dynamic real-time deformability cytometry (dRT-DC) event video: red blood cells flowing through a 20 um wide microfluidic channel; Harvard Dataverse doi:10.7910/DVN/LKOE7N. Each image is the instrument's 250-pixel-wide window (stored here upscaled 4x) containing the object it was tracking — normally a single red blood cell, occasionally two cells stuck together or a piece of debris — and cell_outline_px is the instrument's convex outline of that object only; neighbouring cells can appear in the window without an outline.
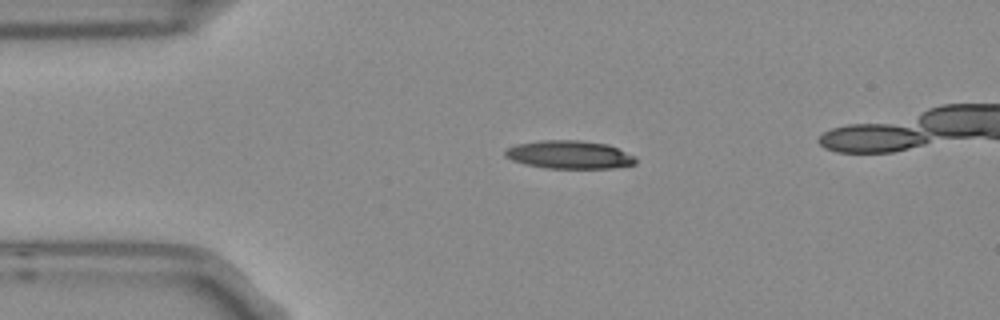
{"species": "Egyptian fruit bat (a non-hibernating species)", "species_latin": "Rousettus aegyptiacus", "temperature_condition": "room temperature", "stored_images_in_passage": 4, "camera_frame_rate_fps": 3000, "um_per_image_px": 0.085, "frame": {"image": 1, "passage_image": 2, "time_ms": 0.333, "image_size_px": [1000, 320], "cell_outline_px": [[636, 164], [612, 168], [544, 168], [524, 164], [512, 160], [504, 156], [504, 148], [516, 144], [540, 140], [580, 140], [608, 144], [636, 156]], "centroid_in_image_um": [48.37, 13.14], "position_along_channel_um": 36.6, "area_um2": 21.68}}